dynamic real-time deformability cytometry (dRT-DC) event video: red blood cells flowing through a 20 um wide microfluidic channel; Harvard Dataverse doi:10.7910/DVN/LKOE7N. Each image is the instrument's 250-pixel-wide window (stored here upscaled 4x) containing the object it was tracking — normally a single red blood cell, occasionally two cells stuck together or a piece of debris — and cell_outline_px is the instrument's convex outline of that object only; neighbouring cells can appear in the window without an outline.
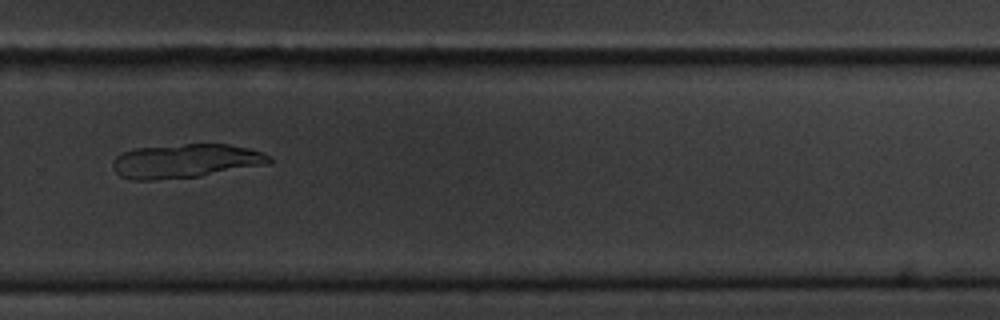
{"species": "common noctule bat (a hibernating species)", "species_latin": "Nyctalus noctula", "temperature_condition": "cold", "stored_images_in_passage": 15, "camera_frame_rate_fps": 3000, "um_per_image_px": 0.085, "animal": {"sex": "male", "body_mass_g": 20.1, "forearm_length_mm": 53.5}, "frame": {"image": 1, "passage_image": 11, "time_ms": 12.333, "image_size_px": [1000, 320], "cell_outline_px": [[272, 160], [268, 164], [200, 176], [152, 180], [132, 180], [120, 176], [112, 168], [112, 160], [116, 156], [132, 148], [184, 144], [228, 144], [248, 148], [264, 152]], "centroid_in_image_um": [15.74, 13.68], "position_along_channel_um": 314.1, "area_um2": 31.1}}